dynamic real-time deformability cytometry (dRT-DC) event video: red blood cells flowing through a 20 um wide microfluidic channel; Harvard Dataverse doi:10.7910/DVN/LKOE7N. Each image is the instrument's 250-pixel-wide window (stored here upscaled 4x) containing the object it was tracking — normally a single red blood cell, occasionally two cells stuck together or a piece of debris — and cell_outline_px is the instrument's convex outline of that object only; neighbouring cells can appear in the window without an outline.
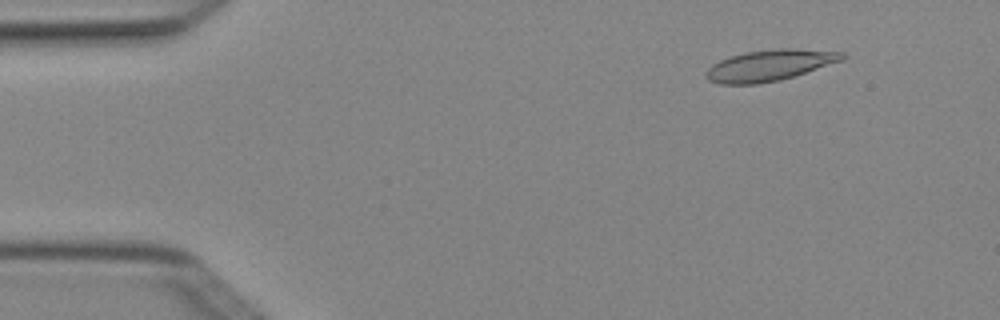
{"species": "Egyptian fruit bat (a non-hibernating species)", "species_latin": "Rousettus aegyptiacus", "temperature_condition": "cold", "stored_images_in_passage": 4, "camera_frame_rate_fps": 3000, "um_per_image_px": 0.085, "animal": {"sex": "female"}, "frame": {"image": 1, "passage_image": 1, "time_ms": 0.0, "image_size_px": [1000, 320], "cell_outline_px": [[848, 56], [844, 60], [780, 80], [756, 84], [720, 84], [708, 80], [704, 76], [704, 72], [712, 64], [720, 60], [744, 52], [776, 48], [792, 48], [844, 52]], "centroid_in_image_um": [65.41, 5.55], "position_along_channel_um": 19.6, "area_um2": 24.8}}
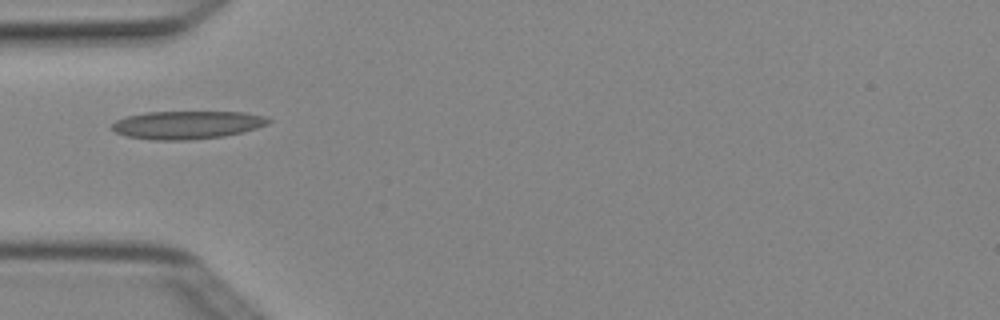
{"frame": {"image": 2, "passage_image": 3, "time_ms": 0.667, "image_size_px": [1000, 320], "cell_outline_px": [[272, 120], [268, 124], [256, 128], [224, 136], [188, 140], [152, 140], [128, 136], [116, 132], [112, 128], [112, 124], [116, 120], [128, 116], [144, 112], [244, 112], [264, 116]], "centroid_in_image_um": [15.91, 10.61], "position_along_channel_um": 69.1, "area_um2": 25.43}}
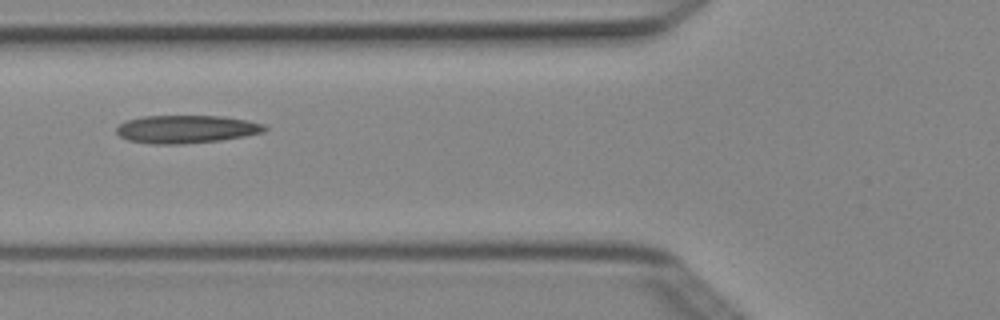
{"frame": {"image": 3, "passage_image": 4, "time_ms": 1.0, "image_size_px": [1000, 320], "cell_outline_px": [[268, 128], [264, 132], [244, 136], [220, 140], [180, 144], [152, 144], [128, 140], [120, 136], [116, 132], [116, 128], [120, 124], [128, 120], [144, 116], [220, 116], [248, 120], [264, 124]], "centroid_in_image_um": [15.85, 10.98], "position_along_channel_um": 110.0, "area_um2": 24.04}}